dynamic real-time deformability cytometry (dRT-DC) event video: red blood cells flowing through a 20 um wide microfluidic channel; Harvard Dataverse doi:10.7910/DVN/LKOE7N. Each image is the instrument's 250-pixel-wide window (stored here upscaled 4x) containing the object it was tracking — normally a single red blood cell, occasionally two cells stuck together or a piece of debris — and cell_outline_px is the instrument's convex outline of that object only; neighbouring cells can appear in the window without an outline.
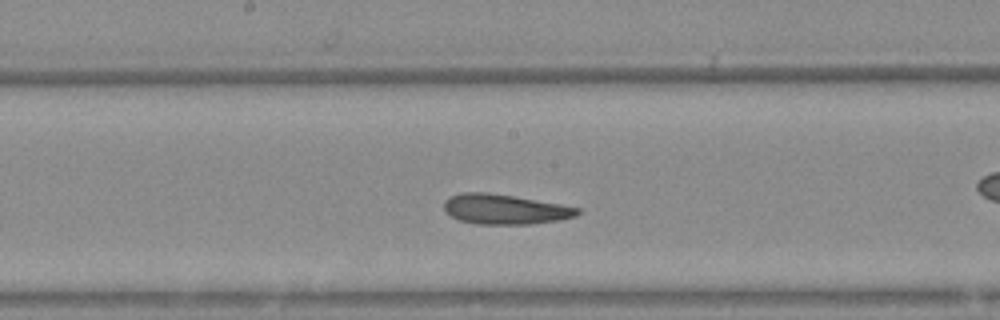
{"species": "Egyptian fruit bat (a non-hibernating species)", "species_latin": "Rousettus aegyptiacus", "temperature_condition": "warm", "stored_images_in_passage": 38, "camera_frame_rate_fps": 3000, "um_per_image_px": 0.085, "animal": {"sex": "female"}, "frame": {"image": 1, "passage_image": 17, "time_ms": 5.333, "image_size_px": [1000, 320], "cell_outline_px": [[580, 212], [576, 216], [560, 220], [532, 224], [476, 224], [460, 220], [444, 212], [444, 200], [448, 196], [460, 192], [488, 192], [560, 204], [580, 208]], "centroid_in_image_um": [42.87, 17.78], "position_along_channel_um": 205.3, "area_um2": 23.41}}